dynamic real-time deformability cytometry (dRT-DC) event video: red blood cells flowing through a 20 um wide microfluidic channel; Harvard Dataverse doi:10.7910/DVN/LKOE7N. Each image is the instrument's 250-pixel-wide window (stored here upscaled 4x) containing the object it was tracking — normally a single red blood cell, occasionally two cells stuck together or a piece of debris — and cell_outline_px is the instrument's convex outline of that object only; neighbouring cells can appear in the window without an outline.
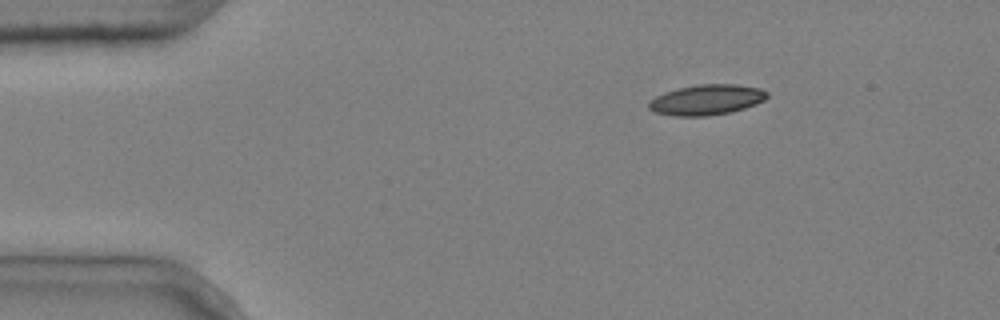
{"species": "common noctule bat (a hibernating species)", "species_latin": "Nyctalus noctula", "temperature_condition": "cold", "stored_images_in_passage": 5, "camera_frame_rate_fps": 3000, "um_per_image_px": 0.085, "animal": {"sex": "male", "body_mass_g": 20.4}, "frame": {"image": 1, "passage_image": 5, "time_ms": 1.333, "image_size_px": [1000, 320], "cell_outline_px": [[768, 96], [764, 100], [756, 104], [744, 108], [728, 112], [708, 116], [676, 116], [656, 112], [648, 108], [648, 100], [664, 92], [676, 88], [696, 84], [736, 84], [760, 88], [768, 92]], "centroid_in_image_um": [60.04, 8.47], "position_along_channel_um": 25.0, "area_um2": 21.04}}